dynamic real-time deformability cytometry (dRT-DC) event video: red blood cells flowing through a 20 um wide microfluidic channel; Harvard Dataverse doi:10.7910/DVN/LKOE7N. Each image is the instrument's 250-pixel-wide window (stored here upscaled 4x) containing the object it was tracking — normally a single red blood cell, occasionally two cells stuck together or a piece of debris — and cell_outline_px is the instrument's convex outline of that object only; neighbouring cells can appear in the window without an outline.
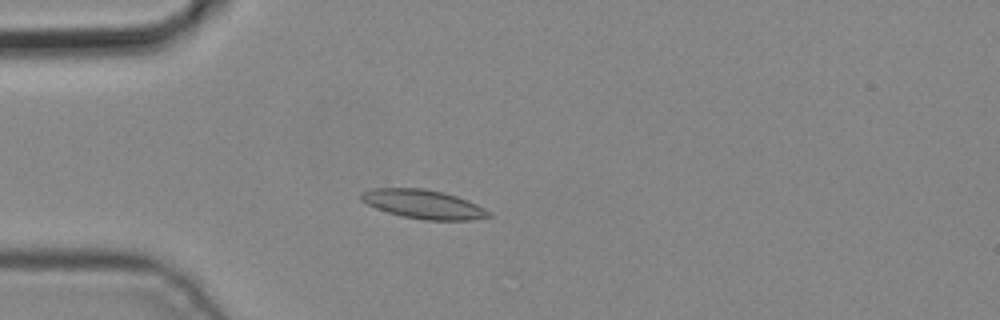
{"species": "common noctule bat (a hibernating species)", "species_latin": "Nyctalus noctula", "temperature_condition": "cold", "stored_images_in_passage": 5, "camera_frame_rate_fps": 3000, "um_per_image_px": 0.085, "animal": {"sex": "male", "body_mass_g": 19.2, "forearm_length_mm": 51.8}, "frame": {"image": 1, "passage_image": 4, "time_ms": 1.0, "image_size_px": [1000, 320], "cell_outline_px": [[492, 216], [472, 220], [424, 220], [404, 216], [388, 212], [376, 208], [360, 200], [360, 192], [372, 188], [424, 188], [444, 192], [468, 200], [492, 212]], "centroid_in_image_um": [36.0, 17.35], "position_along_channel_um": 49.0, "area_um2": 21.56}}